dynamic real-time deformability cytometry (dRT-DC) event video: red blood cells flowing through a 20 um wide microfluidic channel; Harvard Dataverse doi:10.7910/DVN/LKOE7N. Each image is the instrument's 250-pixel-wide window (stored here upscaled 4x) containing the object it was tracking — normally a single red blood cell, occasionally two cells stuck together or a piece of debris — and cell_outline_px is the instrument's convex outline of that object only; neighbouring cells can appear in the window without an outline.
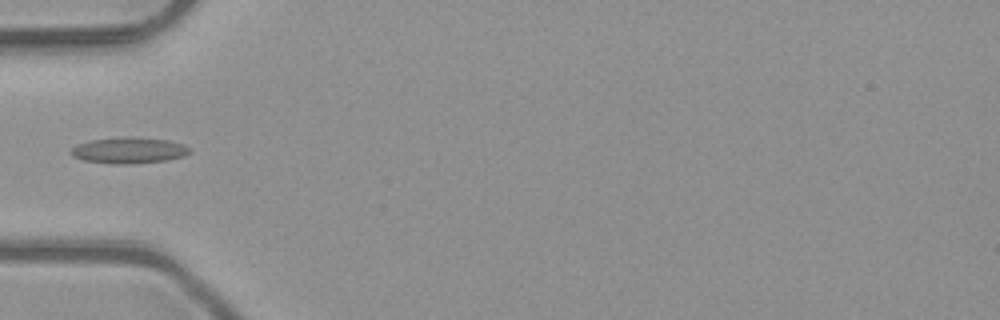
{"species": "common noctule bat (a hibernating species)", "species_latin": "Nyctalus noctula", "temperature_condition": "room temperature", "stored_images_in_passage": 5, "camera_frame_rate_fps": 3000, "um_per_image_px": 0.085, "animal": {"sex": "male", "body_mass_g": 23.1, "forearm_length_mm": 52.7}, "frame": {"image": 1, "passage_image": 4, "time_ms": 1.0, "image_size_px": [1000, 320], "cell_outline_px": [[192, 152], [184, 156], [168, 160], [124, 164], [112, 164], [84, 160], [72, 156], [72, 148], [76, 144], [92, 140], [124, 136], [168, 140], [184, 144], [192, 148]], "centroid_in_image_um": [11.0, 12.77], "position_along_channel_um": 74.0, "area_um2": 18.09}}
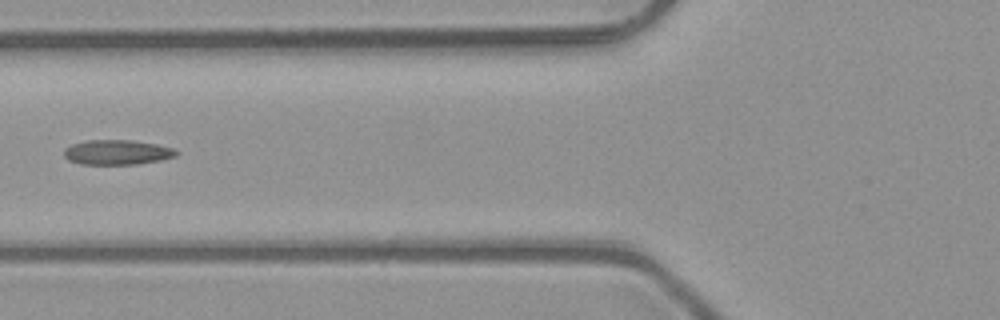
{"frame": {"image": 2, "passage_image": 5, "time_ms": 1.333, "image_size_px": [1000, 320], "cell_outline_px": [[180, 152], [176, 156], [160, 160], [136, 164], [80, 164], [68, 160], [64, 156], [64, 148], [72, 144], [88, 140], [132, 140], [156, 144], [172, 148]], "centroid_in_image_um": [9.94, 12.94], "position_along_channel_um": 115.9, "area_um2": 16.24}}